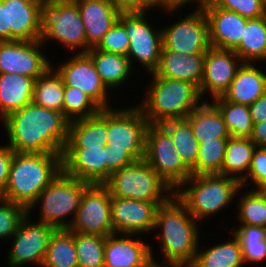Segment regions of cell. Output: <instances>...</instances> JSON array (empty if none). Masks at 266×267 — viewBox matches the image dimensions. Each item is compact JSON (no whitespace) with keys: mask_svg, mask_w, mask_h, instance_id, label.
<instances>
[{"mask_svg":"<svg viewBox=\"0 0 266 267\" xmlns=\"http://www.w3.org/2000/svg\"><path fill=\"white\" fill-rule=\"evenodd\" d=\"M30 215L23 218L12 239L8 265L22 267L30 262L42 266L50 238L56 228L43 222H31Z\"/></svg>","mask_w":266,"mask_h":267,"instance_id":"14","label":"cell"},{"mask_svg":"<svg viewBox=\"0 0 266 267\" xmlns=\"http://www.w3.org/2000/svg\"><path fill=\"white\" fill-rule=\"evenodd\" d=\"M54 40L64 49L70 48L74 53L82 49L77 53H86L85 27L74 0H42L41 42Z\"/></svg>","mask_w":266,"mask_h":267,"instance_id":"6","label":"cell"},{"mask_svg":"<svg viewBox=\"0 0 266 267\" xmlns=\"http://www.w3.org/2000/svg\"><path fill=\"white\" fill-rule=\"evenodd\" d=\"M228 139L213 138L200 142L197 163L191 169L192 175H221Z\"/></svg>","mask_w":266,"mask_h":267,"instance_id":"38","label":"cell"},{"mask_svg":"<svg viewBox=\"0 0 266 267\" xmlns=\"http://www.w3.org/2000/svg\"><path fill=\"white\" fill-rule=\"evenodd\" d=\"M244 62L233 50L211 47L206 51L204 73L199 86L202 98L221 97L229 88L238 69Z\"/></svg>","mask_w":266,"mask_h":267,"instance_id":"19","label":"cell"},{"mask_svg":"<svg viewBox=\"0 0 266 267\" xmlns=\"http://www.w3.org/2000/svg\"><path fill=\"white\" fill-rule=\"evenodd\" d=\"M232 233L238 238L244 264L266 261V228L255 225H239Z\"/></svg>","mask_w":266,"mask_h":267,"instance_id":"37","label":"cell"},{"mask_svg":"<svg viewBox=\"0 0 266 267\" xmlns=\"http://www.w3.org/2000/svg\"><path fill=\"white\" fill-rule=\"evenodd\" d=\"M162 42L165 50L183 55H206L212 45L210 26L203 9L196 8L181 20L162 28Z\"/></svg>","mask_w":266,"mask_h":267,"instance_id":"12","label":"cell"},{"mask_svg":"<svg viewBox=\"0 0 266 267\" xmlns=\"http://www.w3.org/2000/svg\"><path fill=\"white\" fill-rule=\"evenodd\" d=\"M242 189L240 182L229 176L191 175L174 193L186 205L189 213L201 223L226 206L229 207V203Z\"/></svg>","mask_w":266,"mask_h":267,"instance_id":"5","label":"cell"},{"mask_svg":"<svg viewBox=\"0 0 266 267\" xmlns=\"http://www.w3.org/2000/svg\"><path fill=\"white\" fill-rule=\"evenodd\" d=\"M36 41H0V74L11 73L37 79L51 66V62Z\"/></svg>","mask_w":266,"mask_h":267,"instance_id":"15","label":"cell"},{"mask_svg":"<svg viewBox=\"0 0 266 267\" xmlns=\"http://www.w3.org/2000/svg\"><path fill=\"white\" fill-rule=\"evenodd\" d=\"M158 204L111 196V223L114 233L142 235L154 231Z\"/></svg>","mask_w":266,"mask_h":267,"instance_id":"17","label":"cell"},{"mask_svg":"<svg viewBox=\"0 0 266 267\" xmlns=\"http://www.w3.org/2000/svg\"><path fill=\"white\" fill-rule=\"evenodd\" d=\"M129 44L130 39L125 28L117 22L92 48L127 56Z\"/></svg>","mask_w":266,"mask_h":267,"instance_id":"43","label":"cell"},{"mask_svg":"<svg viewBox=\"0 0 266 267\" xmlns=\"http://www.w3.org/2000/svg\"><path fill=\"white\" fill-rule=\"evenodd\" d=\"M52 65L34 83L32 102L46 109L63 113L64 82Z\"/></svg>","mask_w":266,"mask_h":267,"instance_id":"33","label":"cell"},{"mask_svg":"<svg viewBox=\"0 0 266 267\" xmlns=\"http://www.w3.org/2000/svg\"><path fill=\"white\" fill-rule=\"evenodd\" d=\"M62 171V154L14 152L8 182L0 197L28 210Z\"/></svg>","mask_w":266,"mask_h":267,"instance_id":"3","label":"cell"},{"mask_svg":"<svg viewBox=\"0 0 266 267\" xmlns=\"http://www.w3.org/2000/svg\"><path fill=\"white\" fill-rule=\"evenodd\" d=\"M90 184L66 175L63 171L39 195L28 209L32 212L41 204L40 222L54 226L56 229H69L80 206L85 189ZM71 216V220H64ZM73 216V217H72Z\"/></svg>","mask_w":266,"mask_h":267,"instance_id":"8","label":"cell"},{"mask_svg":"<svg viewBox=\"0 0 266 267\" xmlns=\"http://www.w3.org/2000/svg\"><path fill=\"white\" fill-rule=\"evenodd\" d=\"M148 120L136 105L108 109L106 146L116 153H128L135 161L144 159Z\"/></svg>","mask_w":266,"mask_h":267,"instance_id":"10","label":"cell"},{"mask_svg":"<svg viewBox=\"0 0 266 267\" xmlns=\"http://www.w3.org/2000/svg\"><path fill=\"white\" fill-rule=\"evenodd\" d=\"M27 213L22 205L0 197V239L13 238Z\"/></svg>","mask_w":266,"mask_h":267,"instance_id":"42","label":"cell"},{"mask_svg":"<svg viewBox=\"0 0 266 267\" xmlns=\"http://www.w3.org/2000/svg\"><path fill=\"white\" fill-rule=\"evenodd\" d=\"M7 3V41L41 40L42 0H2Z\"/></svg>","mask_w":266,"mask_h":267,"instance_id":"21","label":"cell"},{"mask_svg":"<svg viewBox=\"0 0 266 267\" xmlns=\"http://www.w3.org/2000/svg\"><path fill=\"white\" fill-rule=\"evenodd\" d=\"M185 119L190 123L199 143L213 138L230 137L223 116L213 103L204 100Z\"/></svg>","mask_w":266,"mask_h":267,"instance_id":"28","label":"cell"},{"mask_svg":"<svg viewBox=\"0 0 266 267\" xmlns=\"http://www.w3.org/2000/svg\"><path fill=\"white\" fill-rule=\"evenodd\" d=\"M107 133L108 109H102L88 118L69 122L65 146H106Z\"/></svg>","mask_w":266,"mask_h":267,"instance_id":"27","label":"cell"},{"mask_svg":"<svg viewBox=\"0 0 266 267\" xmlns=\"http://www.w3.org/2000/svg\"><path fill=\"white\" fill-rule=\"evenodd\" d=\"M237 217L240 225H255L266 228V196L257 190H247L239 198Z\"/></svg>","mask_w":266,"mask_h":267,"instance_id":"41","label":"cell"},{"mask_svg":"<svg viewBox=\"0 0 266 267\" xmlns=\"http://www.w3.org/2000/svg\"><path fill=\"white\" fill-rule=\"evenodd\" d=\"M55 69L64 86L77 87L89 95L102 109L112 108L107 99L109 89L102 82L92 59L86 53H75ZM108 104V105H107Z\"/></svg>","mask_w":266,"mask_h":267,"instance_id":"18","label":"cell"},{"mask_svg":"<svg viewBox=\"0 0 266 267\" xmlns=\"http://www.w3.org/2000/svg\"><path fill=\"white\" fill-rule=\"evenodd\" d=\"M104 185L111 196L151 201L158 205L165 203L175 192L144 160L114 171Z\"/></svg>","mask_w":266,"mask_h":267,"instance_id":"7","label":"cell"},{"mask_svg":"<svg viewBox=\"0 0 266 267\" xmlns=\"http://www.w3.org/2000/svg\"><path fill=\"white\" fill-rule=\"evenodd\" d=\"M63 115L69 121L88 118L102 108L84 91L77 87L65 86Z\"/></svg>","mask_w":266,"mask_h":267,"instance_id":"40","label":"cell"},{"mask_svg":"<svg viewBox=\"0 0 266 267\" xmlns=\"http://www.w3.org/2000/svg\"><path fill=\"white\" fill-rule=\"evenodd\" d=\"M86 32V52L118 22L119 10L108 0H74Z\"/></svg>","mask_w":266,"mask_h":267,"instance_id":"23","label":"cell"},{"mask_svg":"<svg viewBox=\"0 0 266 267\" xmlns=\"http://www.w3.org/2000/svg\"><path fill=\"white\" fill-rule=\"evenodd\" d=\"M146 12L147 10L121 12L118 22L125 28L130 39L127 57L131 65H133V61L138 60L137 62L150 74L158 67L163 42L162 30L156 31L152 28L150 22L147 21L148 14Z\"/></svg>","mask_w":266,"mask_h":267,"instance_id":"11","label":"cell"},{"mask_svg":"<svg viewBox=\"0 0 266 267\" xmlns=\"http://www.w3.org/2000/svg\"><path fill=\"white\" fill-rule=\"evenodd\" d=\"M253 63H243L222 97L229 102L249 106L266 93V74Z\"/></svg>","mask_w":266,"mask_h":267,"instance_id":"25","label":"cell"},{"mask_svg":"<svg viewBox=\"0 0 266 267\" xmlns=\"http://www.w3.org/2000/svg\"><path fill=\"white\" fill-rule=\"evenodd\" d=\"M223 116L231 137L250 138L253 123L249 106L226 101L222 96L212 99Z\"/></svg>","mask_w":266,"mask_h":267,"instance_id":"36","label":"cell"},{"mask_svg":"<svg viewBox=\"0 0 266 267\" xmlns=\"http://www.w3.org/2000/svg\"><path fill=\"white\" fill-rule=\"evenodd\" d=\"M134 235L136 234L113 233L106 236L104 249L105 266L147 267L152 261H155L151 245L139 238L137 240L134 239Z\"/></svg>","mask_w":266,"mask_h":267,"instance_id":"20","label":"cell"},{"mask_svg":"<svg viewBox=\"0 0 266 267\" xmlns=\"http://www.w3.org/2000/svg\"><path fill=\"white\" fill-rule=\"evenodd\" d=\"M234 237L230 241L216 244L213 247L197 250L195 259L189 267H243L242 249L238 238ZM200 251V252H199Z\"/></svg>","mask_w":266,"mask_h":267,"instance_id":"31","label":"cell"},{"mask_svg":"<svg viewBox=\"0 0 266 267\" xmlns=\"http://www.w3.org/2000/svg\"><path fill=\"white\" fill-rule=\"evenodd\" d=\"M250 139L258 148H266V121L253 125Z\"/></svg>","mask_w":266,"mask_h":267,"instance_id":"50","label":"cell"},{"mask_svg":"<svg viewBox=\"0 0 266 267\" xmlns=\"http://www.w3.org/2000/svg\"><path fill=\"white\" fill-rule=\"evenodd\" d=\"M169 10V0H142V11H149L150 8Z\"/></svg>","mask_w":266,"mask_h":267,"instance_id":"53","label":"cell"},{"mask_svg":"<svg viewBox=\"0 0 266 267\" xmlns=\"http://www.w3.org/2000/svg\"><path fill=\"white\" fill-rule=\"evenodd\" d=\"M197 1V9H204L208 4H210L213 0H196ZM195 0H169V10H165V12H174L177 9H182L187 3L196 2Z\"/></svg>","mask_w":266,"mask_h":267,"instance_id":"51","label":"cell"},{"mask_svg":"<svg viewBox=\"0 0 266 267\" xmlns=\"http://www.w3.org/2000/svg\"><path fill=\"white\" fill-rule=\"evenodd\" d=\"M203 11L210 26L212 47L234 50L242 40L247 18L220 8L213 1Z\"/></svg>","mask_w":266,"mask_h":267,"instance_id":"22","label":"cell"},{"mask_svg":"<svg viewBox=\"0 0 266 267\" xmlns=\"http://www.w3.org/2000/svg\"><path fill=\"white\" fill-rule=\"evenodd\" d=\"M41 267H78L74 231L55 230L50 238Z\"/></svg>","mask_w":266,"mask_h":267,"instance_id":"34","label":"cell"},{"mask_svg":"<svg viewBox=\"0 0 266 267\" xmlns=\"http://www.w3.org/2000/svg\"><path fill=\"white\" fill-rule=\"evenodd\" d=\"M0 41H7V3L0 0Z\"/></svg>","mask_w":266,"mask_h":267,"instance_id":"52","label":"cell"},{"mask_svg":"<svg viewBox=\"0 0 266 267\" xmlns=\"http://www.w3.org/2000/svg\"><path fill=\"white\" fill-rule=\"evenodd\" d=\"M161 264V265H160ZM147 267H183L182 265L179 264H168L164 265L162 263H158V261H152Z\"/></svg>","mask_w":266,"mask_h":267,"instance_id":"54","label":"cell"},{"mask_svg":"<svg viewBox=\"0 0 266 267\" xmlns=\"http://www.w3.org/2000/svg\"><path fill=\"white\" fill-rule=\"evenodd\" d=\"M197 222L175 193L158 206L154 231H161L156 236L166 264L189 267L193 263L200 240Z\"/></svg>","mask_w":266,"mask_h":267,"instance_id":"2","label":"cell"},{"mask_svg":"<svg viewBox=\"0 0 266 267\" xmlns=\"http://www.w3.org/2000/svg\"><path fill=\"white\" fill-rule=\"evenodd\" d=\"M69 230L103 237L114 233L111 223V194L104 184H90L85 189Z\"/></svg>","mask_w":266,"mask_h":267,"instance_id":"13","label":"cell"},{"mask_svg":"<svg viewBox=\"0 0 266 267\" xmlns=\"http://www.w3.org/2000/svg\"><path fill=\"white\" fill-rule=\"evenodd\" d=\"M35 80L23 75L0 74V120L32 102Z\"/></svg>","mask_w":266,"mask_h":267,"instance_id":"26","label":"cell"},{"mask_svg":"<svg viewBox=\"0 0 266 267\" xmlns=\"http://www.w3.org/2000/svg\"><path fill=\"white\" fill-rule=\"evenodd\" d=\"M86 54L92 59L97 73L108 89H117L127 81L132 70L127 56L93 48H90Z\"/></svg>","mask_w":266,"mask_h":267,"instance_id":"29","label":"cell"},{"mask_svg":"<svg viewBox=\"0 0 266 267\" xmlns=\"http://www.w3.org/2000/svg\"><path fill=\"white\" fill-rule=\"evenodd\" d=\"M205 57L206 55H183L162 47L160 61L154 73L163 78L188 81L199 88Z\"/></svg>","mask_w":266,"mask_h":267,"instance_id":"24","label":"cell"},{"mask_svg":"<svg viewBox=\"0 0 266 267\" xmlns=\"http://www.w3.org/2000/svg\"><path fill=\"white\" fill-rule=\"evenodd\" d=\"M256 148V144L250 138L230 136L221 175L235 178L241 182L247 176Z\"/></svg>","mask_w":266,"mask_h":267,"instance_id":"30","label":"cell"},{"mask_svg":"<svg viewBox=\"0 0 266 267\" xmlns=\"http://www.w3.org/2000/svg\"><path fill=\"white\" fill-rule=\"evenodd\" d=\"M9 138L7 145L19 153L63 154L69 121L63 113L31 102L1 120Z\"/></svg>","mask_w":266,"mask_h":267,"instance_id":"1","label":"cell"},{"mask_svg":"<svg viewBox=\"0 0 266 267\" xmlns=\"http://www.w3.org/2000/svg\"><path fill=\"white\" fill-rule=\"evenodd\" d=\"M106 237L74 232L78 267H103Z\"/></svg>","mask_w":266,"mask_h":267,"instance_id":"39","label":"cell"},{"mask_svg":"<svg viewBox=\"0 0 266 267\" xmlns=\"http://www.w3.org/2000/svg\"><path fill=\"white\" fill-rule=\"evenodd\" d=\"M249 111L253 125L266 121V93L249 105Z\"/></svg>","mask_w":266,"mask_h":267,"instance_id":"48","label":"cell"},{"mask_svg":"<svg viewBox=\"0 0 266 267\" xmlns=\"http://www.w3.org/2000/svg\"><path fill=\"white\" fill-rule=\"evenodd\" d=\"M13 153L14 151L7 144L0 146V195L3 193L8 182Z\"/></svg>","mask_w":266,"mask_h":267,"instance_id":"46","label":"cell"},{"mask_svg":"<svg viewBox=\"0 0 266 267\" xmlns=\"http://www.w3.org/2000/svg\"><path fill=\"white\" fill-rule=\"evenodd\" d=\"M220 8L233 11L247 19L266 15V0H213Z\"/></svg>","mask_w":266,"mask_h":267,"instance_id":"44","label":"cell"},{"mask_svg":"<svg viewBox=\"0 0 266 267\" xmlns=\"http://www.w3.org/2000/svg\"><path fill=\"white\" fill-rule=\"evenodd\" d=\"M135 160L128 153L112 152L108 147V180L114 171L133 164Z\"/></svg>","mask_w":266,"mask_h":267,"instance_id":"47","label":"cell"},{"mask_svg":"<svg viewBox=\"0 0 266 267\" xmlns=\"http://www.w3.org/2000/svg\"><path fill=\"white\" fill-rule=\"evenodd\" d=\"M244 63L266 60V15L247 19L240 44L233 50Z\"/></svg>","mask_w":266,"mask_h":267,"instance_id":"32","label":"cell"},{"mask_svg":"<svg viewBox=\"0 0 266 267\" xmlns=\"http://www.w3.org/2000/svg\"><path fill=\"white\" fill-rule=\"evenodd\" d=\"M145 100L137 105L149 124L185 119L202 103L199 88L184 80L163 78L151 73Z\"/></svg>","mask_w":266,"mask_h":267,"instance_id":"4","label":"cell"},{"mask_svg":"<svg viewBox=\"0 0 266 267\" xmlns=\"http://www.w3.org/2000/svg\"><path fill=\"white\" fill-rule=\"evenodd\" d=\"M171 136L182 161L192 169L198 159L199 142L186 119L168 120L160 124Z\"/></svg>","mask_w":266,"mask_h":267,"instance_id":"35","label":"cell"},{"mask_svg":"<svg viewBox=\"0 0 266 267\" xmlns=\"http://www.w3.org/2000/svg\"><path fill=\"white\" fill-rule=\"evenodd\" d=\"M261 192L266 196V187Z\"/></svg>","mask_w":266,"mask_h":267,"instance_id":"55","label":"cell"},{"mask_svg":"<svg viewBox=\"0 0 266 267\" xmlns=\"http://www.w3.org/2000/svg\"><path fill=\"white\" fill-rule=\"evenodd\" d=\"M251 183L255 184L253 190L262 191L266 187V148H256L247 176L240 182L242 187Z\"/></svg>","mask_w":266,"mask_h":267,"instance_id":"45","label":"cell"},{"mask_svg":"<svg viewBox=\"0 0 266 267\" xmlns=\"http://www.w3.org/2000/svg\"><path fill=\"white\" fill-rule=\"evenodd\" d=\"M63 172L89 184L108 181L107 146H65L62 154Z\"/></svg>","mask_w":266,"mask_h":267,"instance_id":"16","label":"cell"},{"mask_svg":"<svg viewBox=\"0 0 266 267\" xmlns=\"http://www.w3.org/2000/svg\"><path fill=\"white\" fill-rule=\"evenodd\" d=\"M175 191L191 175L170 134L160 124H149L145 136L144 159Z\"/></svg>","mask_w":266,"mask_h":267,"instance_id":"9","label":"cell"},{"mask_svg":"<svg viewBox=\"0 0 266 267\" xmlns=\"http://www.w3.org/2000/svg\"><path fill=\"white\" fill-rule=\"evenodd\" d=\"M120 12L142 11V0H108Z\"/></svg>","mask_w":266,"mask_h":267,"instance_id":"49","label":"cell"}]
</instances>
